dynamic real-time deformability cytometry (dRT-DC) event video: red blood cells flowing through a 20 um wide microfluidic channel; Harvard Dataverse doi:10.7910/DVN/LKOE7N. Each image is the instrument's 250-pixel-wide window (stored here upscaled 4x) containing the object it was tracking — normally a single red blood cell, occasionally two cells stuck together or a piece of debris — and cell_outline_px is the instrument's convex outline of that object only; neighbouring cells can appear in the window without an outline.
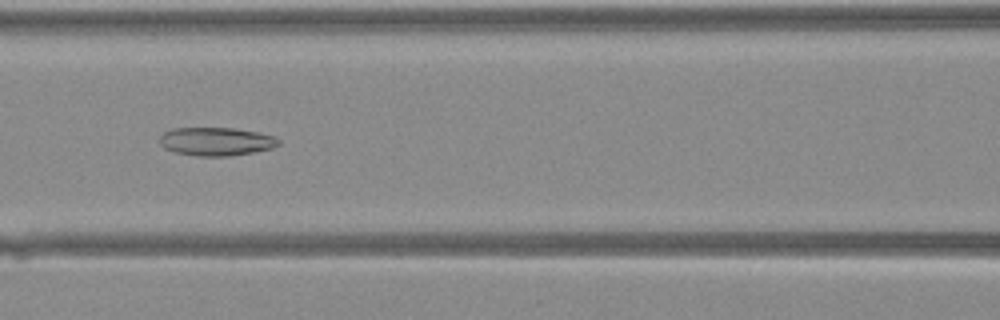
{"species": "Egyptian fruit bat (a non-hibernating species)", "species_latin": "Rousettus aegyptiacus", "temperature_condition": "warm", "stored_images_in_passage": 26, "camera_frame_rate_fps": 3000, "um_per_image_px": 0.085, "animal": {"sex": "female"}, "frame": {"image": 1, "passage_image": 8, "time_ms": 2.333, "image_size_px": [1000, 320], "cell_outline_px": [[280, 144], [272, 148], [252, 152], [228, 156], [196, 156], [176, 152], [164, 148], [160, 144], [160, 136], [164, 132], [172, 128], [236, 128], [256, 132], [272, 136], [280, 140]], "centroid_in_image_um": [18.35, 12.02], "position_along_channel_um": 148.2, "area_um2": 19.54}}
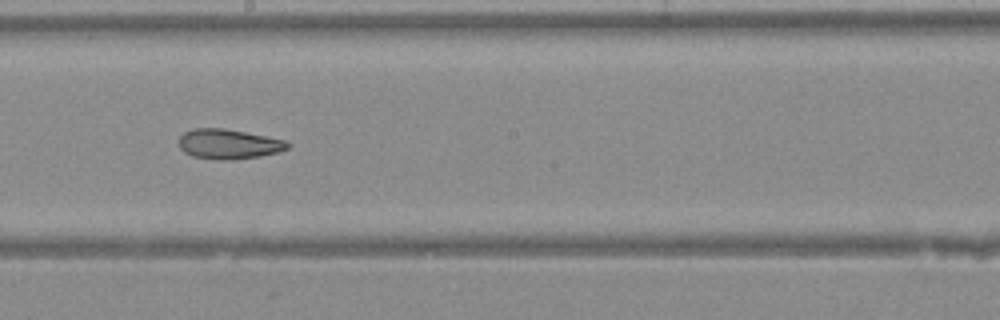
{"frame": {"image": 2, "passage_image": 13, "time_ms": 4.0, "image_size_px": [1000, 320], "cell_outline_px": [[292, 144], [288, 148], [276, 152], [260, 156], [232, 160], [224, 160], [192, 156], [184, 152], [180, 148], [180, 136], [184, 132], [192, 128], [224, 128], [268, 136], [284, 140]], "centroid_in_image_um": [19.43, 12.23], "position_along_channel_um": 228.8, "area_um2": 18.9}}
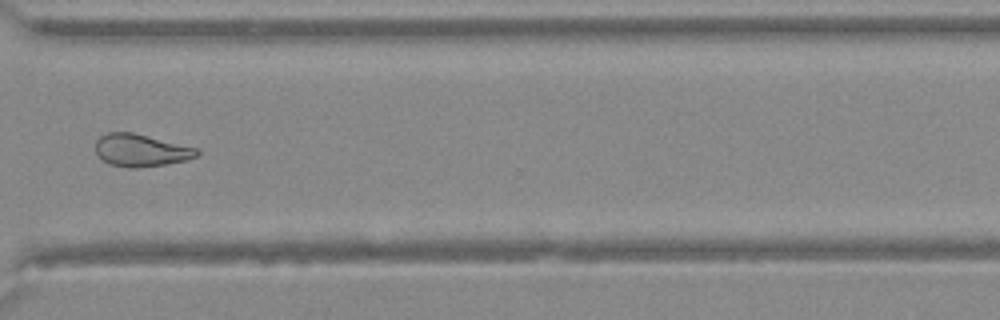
{"frame": {"image": 3, "passage_image": 21, "time_ms": 6.667, "image_size_px": [1000, 320], "cell_outline_px": [[200, 152], [196, 156], [184, 160], [164, 164], [136, 168], [128, 168], [112, 164], [104, 160], [96, 152], [96, 140], [100, 136], [108, 132], [132, 132], [196, 148]], "centroid_in_image_um": [11.95, 12.77], "position_along_channel_um": 358.7, "area_um2": 18.73}}